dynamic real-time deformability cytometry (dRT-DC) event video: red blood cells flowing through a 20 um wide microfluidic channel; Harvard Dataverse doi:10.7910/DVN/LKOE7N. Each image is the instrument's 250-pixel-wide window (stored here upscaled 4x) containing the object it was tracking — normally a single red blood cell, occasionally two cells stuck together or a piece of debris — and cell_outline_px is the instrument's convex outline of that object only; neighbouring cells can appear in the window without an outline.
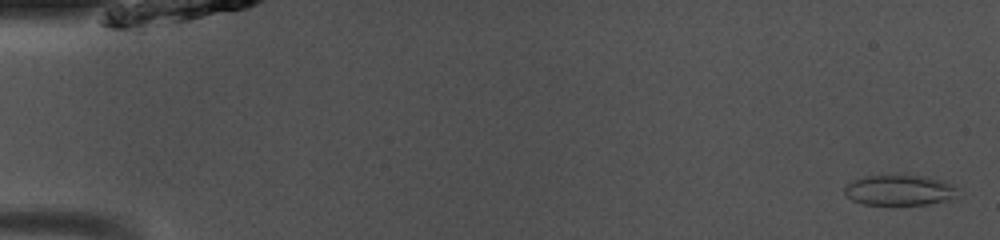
{"species": "common noctule bat (a hibernating species)", "species_latin": "Nyctalus noctula", "temperature_condition": "room temperature", "stored_images_in_passage": 49, "camera_frame_rate_fps": 3000, "um_per_image_px": 0.085, "animal": {"sex": "male", "body_mass_g": 13.0, "forearm_length_mm": 53.1}, "frame": {"image": 1, "passage_image": 2, "time_ms": 0.333, "image_size_px": [1000, 240], "cell_outline_px": [[956, 200], [928, 204], [864, 204], [852, 200], [844, 192], [844, 188], [852, 180], [864, 176], [904, 172], [928, 176], [952, 184], [956, 188]], "centroid_in_image_um": [76.49, 16.11], "position_along_channel_um": 8.5, "area_um2": 20.92}}
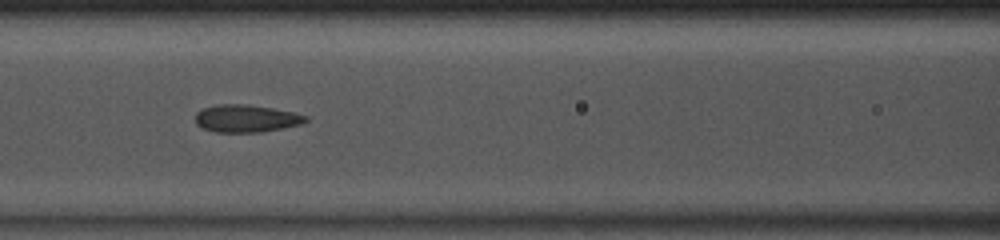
{"frame": {"image": 2, "passage_image": 22, "time_ms": 7.0, "image_size_px": [1000, 240], "cell_outline_px": [[308, 120], [300, 124], [260, 132], [216, 132], [204, 128], [196, 124], [196, 112], [204, 108], [220, 104], [244, 104], [272, 108], [296, 112], [308, 116]], "centroid_in_image_um": [20.94, 10.06], "position_along_channel_um": 145.7, "area_um2": 17.51}}
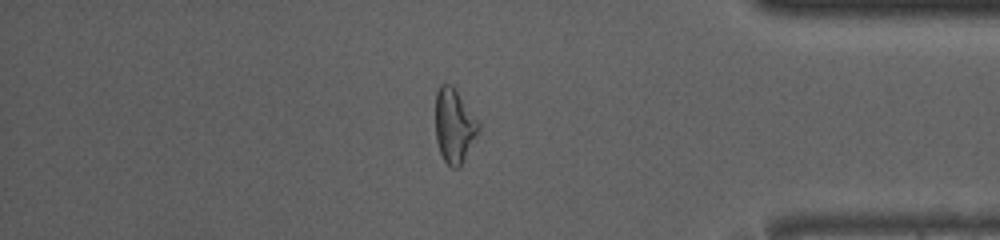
{"frame": {"image": 3, "passage_image": 42, "time_ms": 13.667, "image_size_px": [1000, 240], "cell_outline_px": [[480, 132], [460, 164], [456, 168], [452, 168], [444, 160], [440, 152], [436, 140], [436, 92], [440, 84], [452, 84], [480, 120]], "centroid_in_image_um": [38.64, 10.64], "position_along_channel_um": 396.6, "area_um2": 18.79}, "authors_computed_cell_mechanics": {"area_um2": 18.207, "velocity_mm_per_s": 4.1178, "shape_relaxation_time_tau1_ms": null, "shape_relaxation_time_tau2_ms": 1.2153, "deformation_change_tau1": null, "deformation_change_tau2": 0.0935}}